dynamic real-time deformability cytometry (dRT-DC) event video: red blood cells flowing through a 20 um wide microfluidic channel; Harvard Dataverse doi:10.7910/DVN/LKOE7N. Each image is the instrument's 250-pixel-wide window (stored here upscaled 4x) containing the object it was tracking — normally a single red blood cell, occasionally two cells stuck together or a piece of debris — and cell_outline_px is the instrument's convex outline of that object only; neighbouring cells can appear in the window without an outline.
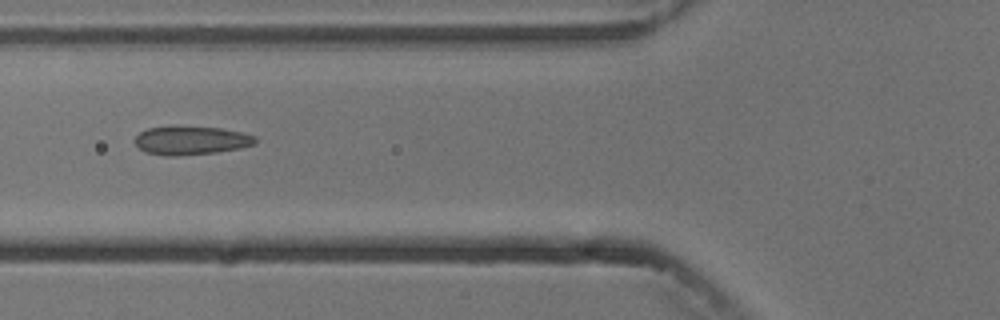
{"species": "common noctule bat (a hibernating species)", "species_latin": "Nyctalus noctula", "temperature_condition": "cold", "stored_images_in_passage": 9, "camera_frame_rate_fps": 3000, "um_per_image_px": 0.085, "animal": {"sex": "male", "body_mass_g": 13.3}, "frame": {"image": 1, "passage_image": 6, "time_ms": 6.0, "image_size_px": [1000, 320], "cell_outline_px": [[256, 144], [240, 148], [216, 152], [176, 156], [164, 156], [144, 152], [132, 140], [140, 132], [148, 128], [180, 124], [220, 128], [240, 132], [256, 136]], "centroid_in_image_um": [16.2, 11.91], "position_along_channel_um": 109.6, "area_um2": 20.63}}
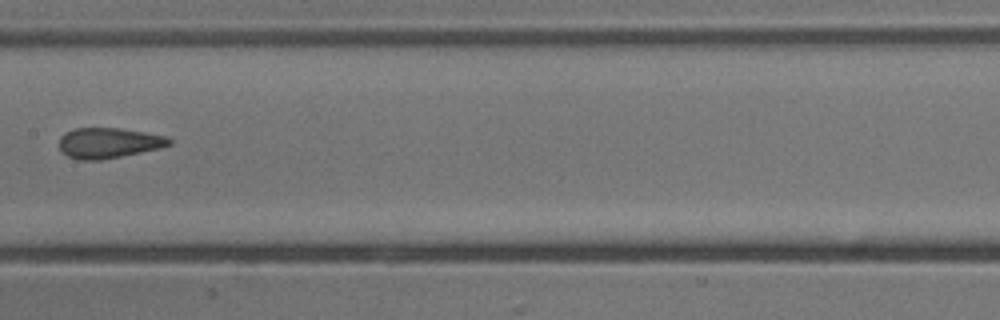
{"frame": {"image": 2, "passage_image": 8, "time_ms": 8.333, "image_size_px": [1000, 320], "cell_outline_px": [[172, 144], [160, 148], [100, 160], [76, 160], [60, 152], [60, 136], [64, 132], [76, 128], [120, 128], [168, 136], [172, 140]], "centroid_in_image_um": [9.22, 12.15], "position_along_channel_um": 198.2, "area_um2": 19.59}}
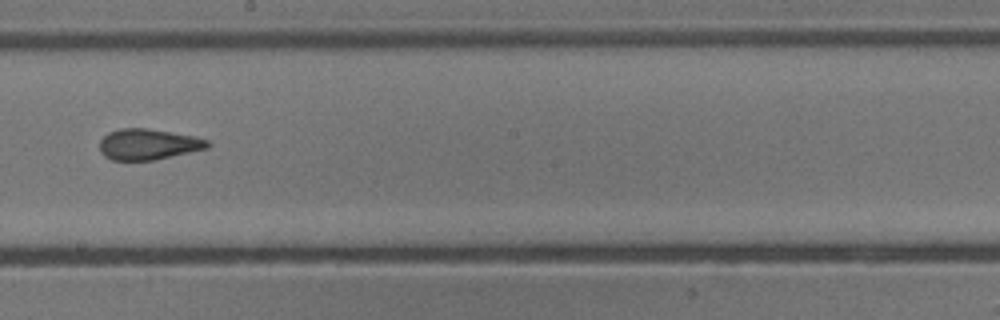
{"frame": {"image": 3, "passage_image": 9, "time_ms": 9.333, "image_size_px": [1000, 320], "cell_outline_px": [[212, 144], [208, 148], [156, 160], [112, 160], [104, 156], [100, 152], [100, 140], [108, 132], [120, 128], [148, 128], [196, 136], [208, 140]], "centroid_in_image_um": [12.62, 12.26], "position_along_channel_um": 235.6, "area_um2": 19.65}}